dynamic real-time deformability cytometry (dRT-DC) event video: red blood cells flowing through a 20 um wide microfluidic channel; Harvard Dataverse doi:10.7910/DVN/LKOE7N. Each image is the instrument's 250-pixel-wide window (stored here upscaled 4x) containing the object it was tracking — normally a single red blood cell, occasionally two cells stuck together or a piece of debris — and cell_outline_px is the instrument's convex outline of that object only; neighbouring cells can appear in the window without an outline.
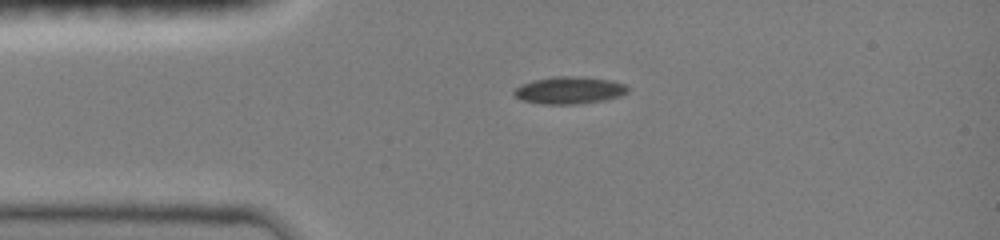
{"species": "common noctule bat (a hibernating species)", "species_latin": "Nyctalus noctula", "temperature_condition": "room temperature", "stored_images_in_passage": 3, "camera_frame_rate_fps": 3000, "um_per_image_px": 0.085, "animal": {"sex": "female", "body_mass_g": 19.0, "forearm_length_mm": 51.5}, "frame": {"image": 1, "passage_image": 1, "time_ms": 0.0, "image_size_px": [1000, 240], "cell_outline_px": [[628, 92], [620, 96], [604, 100], [576, 104], [540, 104], [524, 100], [516, 96], [512, 92], [520, 84], [552, 76], [580, 76], [612, 80], [624, 84], [628, 88]], "centroid_in_image_um": [48.4, 7.66], "position_along_channel_um": 36.6, "area_um2": 18.03}}